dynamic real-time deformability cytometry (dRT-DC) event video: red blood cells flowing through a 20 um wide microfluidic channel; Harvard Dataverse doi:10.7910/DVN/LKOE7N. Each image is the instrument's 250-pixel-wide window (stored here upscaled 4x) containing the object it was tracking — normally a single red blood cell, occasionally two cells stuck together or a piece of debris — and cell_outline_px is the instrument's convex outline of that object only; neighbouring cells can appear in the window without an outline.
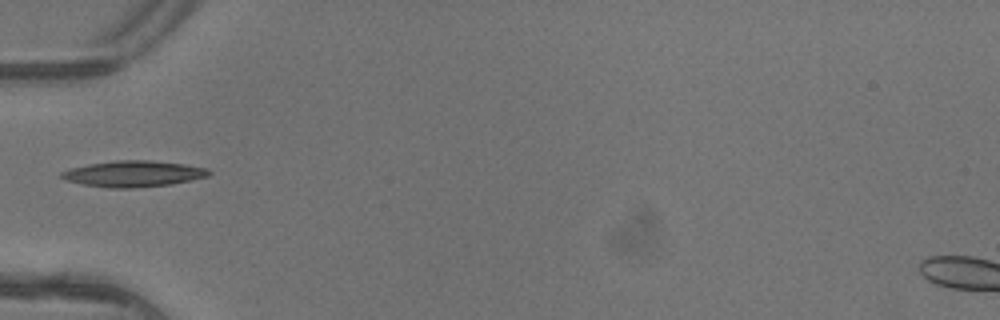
{"species": "common noctule bat (a hibernating species)", "species_latin": "Nyctalus noctula", "temperature_condition": "warm", "stored_images_in_passage": 7, "camera_frame_rate_fps": 3000, "um_per_image_px": 0.085, "animal": {"sex": "female"}, "frame": {"image": 1, "passage_image": 6, "time_ms": 1.667, "image_size_px": [1000, 320], "cell_outline_px": [[212, 172], [208, 176], [172, 184], [132, 188], [108, 188], [84, 184], [68, 180], [60, 176], [60, 172], [68, 168], [88, 164], [116, 160], [148, 160], [184, 164], [208, 168]], "centroid_in_image_um": [11.34, 14.76], "position_along_channel_um": 73.7, "area_um2": 22.37}}
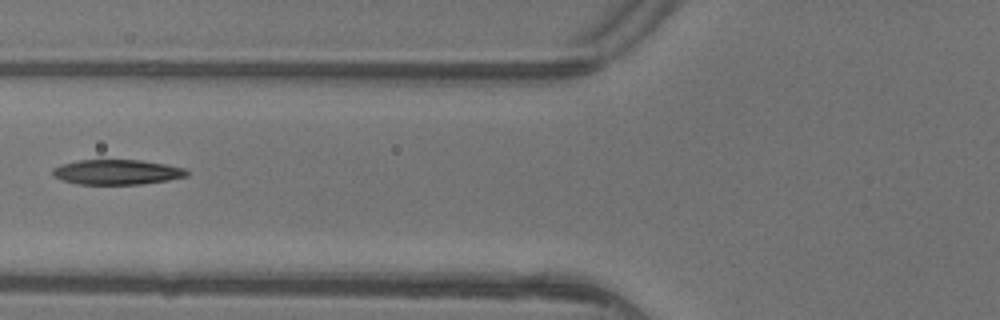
{"frame": {"image": 2, "passage_image": 7, "time_ms": 2.0, "image_size_px": [1000, 320], "cell_outline_px": [[188, 176], [168, 180], [140, 184], [76, 184], [52, 176], [52, 168], [60, 164], [76, 160], [144, 160], [184, 168], [188, 172]], "centroid_in_image_um": [9.91, 14.62], "position_along_channel_um": 115.9, "area_um2": 19.59}}